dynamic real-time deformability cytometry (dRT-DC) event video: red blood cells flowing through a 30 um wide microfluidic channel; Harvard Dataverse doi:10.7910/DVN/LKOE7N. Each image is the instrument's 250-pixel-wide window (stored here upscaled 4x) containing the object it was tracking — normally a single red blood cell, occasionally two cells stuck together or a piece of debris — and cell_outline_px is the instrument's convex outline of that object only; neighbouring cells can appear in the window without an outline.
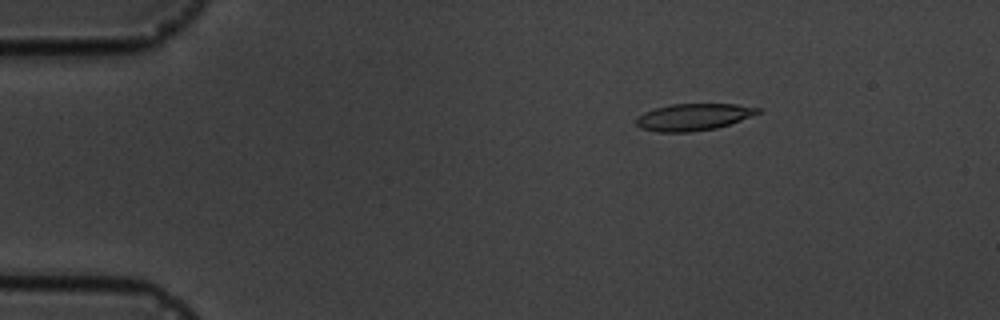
{"species": "common noctule bat (a hibernating species)", "species_latin": "Nyctalus noctula", "temperature_condition": "cold", "stored_images_in_passage": 5, "camera_frame_rate_fps": 3000, "um_per_image_px": 0.085, "animal": {"sex": "male", "body_mass_g": 19.5, "forearm_length_mm": 54.6}, "frame": {"image": 1, "passage_image": 2, "time_ms": 2.0, "image_size_px": [1000, 320], "cell_outline_px": [[764, 108], [760, 112], [740, 120], [716, 128], [688, 132], [660, 132], [640, 128], [636, 124], [636, 116], [644, 112], [656, 108], [672, 104], [736, 104]], "centroid_in_image_um": [58.93, 9.94], "position_along_channel_um": 26.1, "area_um2": 18.96}}